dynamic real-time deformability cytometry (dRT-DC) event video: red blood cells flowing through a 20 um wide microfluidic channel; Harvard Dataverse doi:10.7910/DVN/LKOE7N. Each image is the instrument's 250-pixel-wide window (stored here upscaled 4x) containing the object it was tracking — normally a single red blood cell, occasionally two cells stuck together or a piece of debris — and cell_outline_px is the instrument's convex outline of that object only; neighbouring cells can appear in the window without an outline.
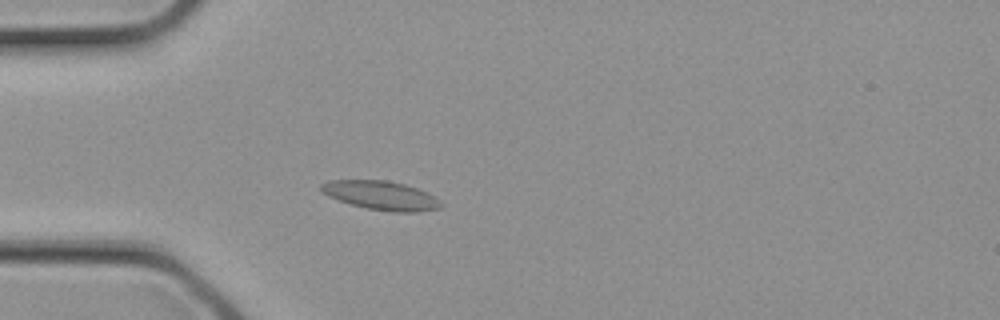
{"species": "common noctule bat (a hibernating species)", "species_latin": "Nyctalus noctula", "temperature_condition": "cold", "stored_images_in_passage": 3, "camera_frame_rate_fps": 3000, "um_per_image_px": 0.085, "animal": {"sex": "female", "body_mass_g": 21.9}, "frame": {"image": 1, "passage_image": 3, "time_ms": 0.667, "image_size_px": [1000, 320], "cell_outline_px": [[444, 204], [440, 208], [416, 212], [392, 212], [368, 208], [352, 204], [328, 196], [320, 192], [320, 184], [328, 180], [388, 180], [404, 184], [416, 188], [436, 196]], "centroid_in_image_um": [32.4, 16.6], "position_along_channel_um": 52.6, "area_um2": 20.23}}